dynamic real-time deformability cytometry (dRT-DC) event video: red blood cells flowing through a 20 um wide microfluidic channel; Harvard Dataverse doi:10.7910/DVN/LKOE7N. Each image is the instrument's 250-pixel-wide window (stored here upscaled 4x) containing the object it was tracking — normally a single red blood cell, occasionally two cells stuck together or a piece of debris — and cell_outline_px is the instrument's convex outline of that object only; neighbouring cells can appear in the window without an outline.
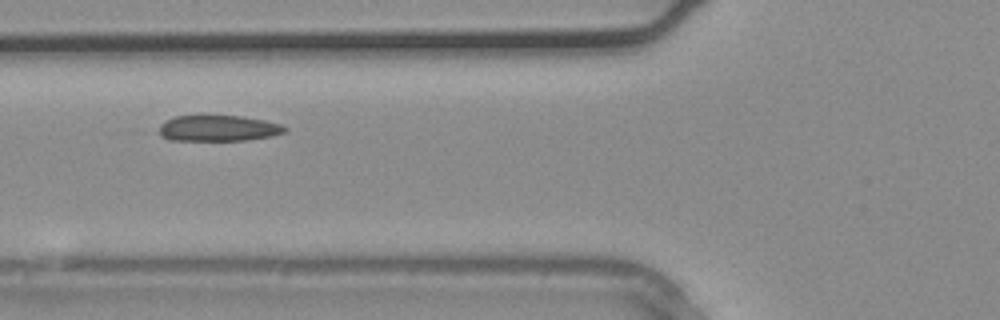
{"species": "common noctule bat (a hibernating species)", "species_latin": "Nyctalus noctula", "temperature_condition": "warm", "stored_images_in_passage": 5, "camera_frame_rate_fps": 3000, "um_per_image_px": 0.085, "animal": {"sex": "male", "body_mass_g": 20.4}, "frame": {"image": 1, "passage_image": 5, "time_ms": 1.333, "image_size_px": [1000, 320], "cell_outline_px": [[288, 132], [272, 136], [244, 140], [168, 140], [160, 136], [160, 124], [176, 116], [240, 116], [264, 120], [280, 124], [288, 128]], "centroid_in_image_um": [18.59, 10.91], "position_along_channel_um": 107.2, "area_um2": 18.9}}